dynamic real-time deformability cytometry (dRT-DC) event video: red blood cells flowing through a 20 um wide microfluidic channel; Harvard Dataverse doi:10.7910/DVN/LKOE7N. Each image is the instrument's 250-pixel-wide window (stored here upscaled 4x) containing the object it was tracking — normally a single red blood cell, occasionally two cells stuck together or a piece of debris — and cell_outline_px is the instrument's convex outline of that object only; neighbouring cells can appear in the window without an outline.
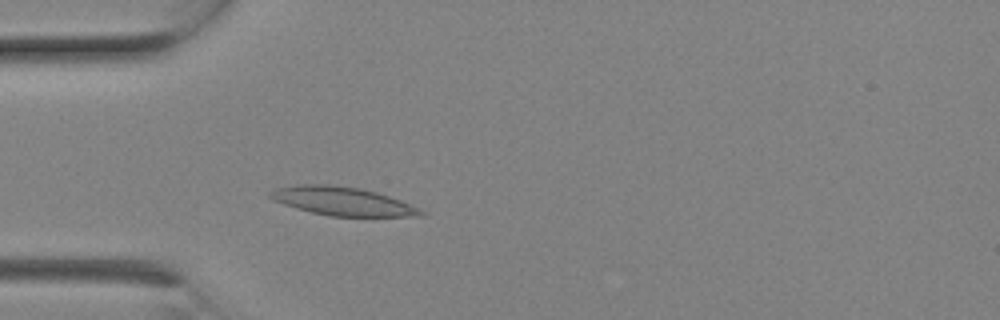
{"species": "Egyptian fruit bat (a non-hibernating species)", "species_latin": "Rousettus aegyptiacus", "temperature_condition": "room temperature", "stored_images_in_passage": 6, "camera_frame_rate_fps": 3000, "um_per_image_px": 0.085, "animal": {"sex": "female"}, "frame": {"image": 1, "passage_image": 6, "time_ms": 1.667, "image_size_px": [1000, 320], "cell_outline_px": [[428, 212], [424, 216], [328, 216], [296, 208], [272, 200], [268, 196], [268, 192], [276, 188], [300, 184], [328, 184], [360, 188], [376, 192], [400, 200]], "centroid_in_image_um": [29.1, 17.1], "position_along_channel_um": 55.9, "area_um2": 25.03}}